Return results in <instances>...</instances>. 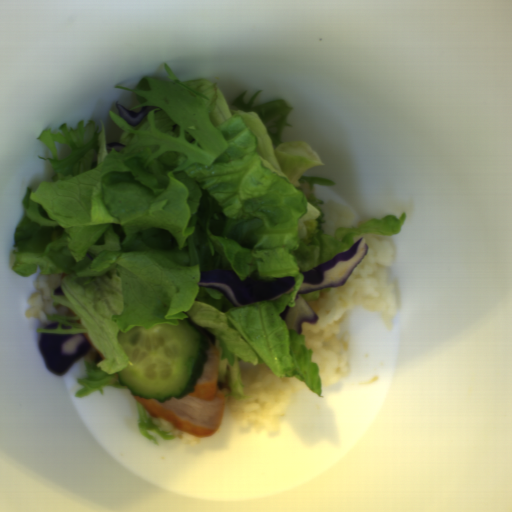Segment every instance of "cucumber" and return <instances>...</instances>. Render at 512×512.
Instances as JSON below:
<instances>
[{
  "mask_svg": "<svg viewBox=\"0 0 512 512\" xmlns=\"http://www.w3.org/2000/svg\"><path fill=\"white\" fill-rule=\"evenodd\" d=\"M117 342L128 356V366L116 373L119 385L159 403L195 392L211 348L205 327L188 317L178 319V325L120 331Z\"/></svg>",
  "mask_w": 512,
  "mask_h": 512,
  "instance_id": "1",
  "label": "cucumber"
}]
</instances>
